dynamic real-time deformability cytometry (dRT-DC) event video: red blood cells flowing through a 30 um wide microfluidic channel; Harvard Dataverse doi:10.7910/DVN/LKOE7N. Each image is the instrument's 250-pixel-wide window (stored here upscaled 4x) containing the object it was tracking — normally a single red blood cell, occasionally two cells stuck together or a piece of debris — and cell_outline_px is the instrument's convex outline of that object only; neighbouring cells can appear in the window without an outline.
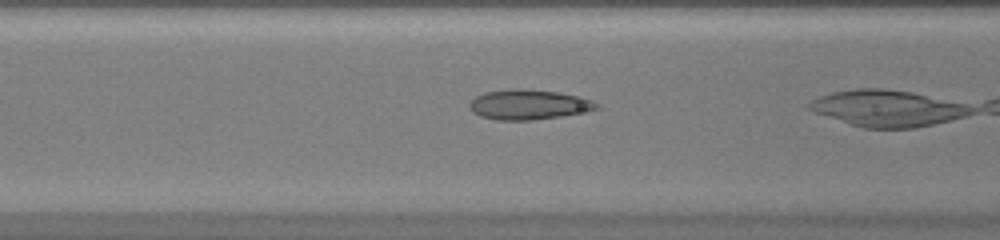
{"species": "common noctule bat (a hibernating species)", "species_latin": "Nyctalus noctula", "temperature_condition": "warm", "stored_images_in_passage": 15, "camera_frame_rate_fps": 3000, "um_per_image_px": 0.085, "animal": {"sex": "female", "body_mass_g": 20.0, "forearm_length_mm": 54.0}, "frame": {"image": 1, "passage_image": 13, "time_ms": 4.0, "image_size_px": [1000, 240], "cell_outline_px": [[600, 108], [588, 112], [532, 120], [496, 120], [480, 116], [472, 112], [468, 108], [468, 104], [476, 96], [484, 92], [512, 88], [524, 88], [556, 92], [580, 96], [592, 100], [600, 104]], "centroid_in_image_um": [44.94, 8.89], "position_along_channel_um": 121.7, "area_um2": 22.54}}